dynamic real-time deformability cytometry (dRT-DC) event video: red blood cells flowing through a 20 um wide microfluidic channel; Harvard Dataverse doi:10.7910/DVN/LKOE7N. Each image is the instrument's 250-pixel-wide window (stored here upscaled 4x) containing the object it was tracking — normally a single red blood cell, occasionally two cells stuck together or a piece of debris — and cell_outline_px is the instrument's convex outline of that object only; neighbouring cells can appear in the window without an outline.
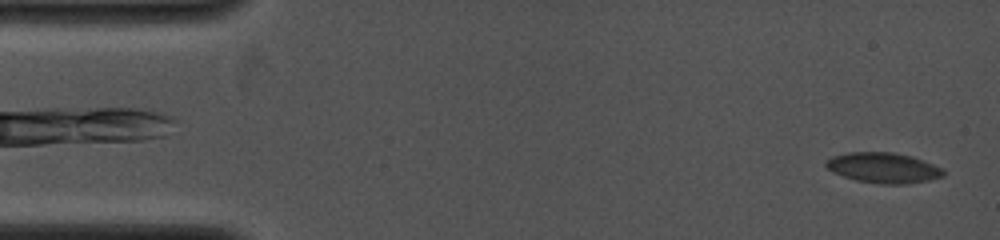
{"species": "common noctule bat (a hibernating species)", "species_latin": "Nyctalus noctula", "temperature_condition": "cold", "stored_images_in_passage": 44, "camera_frame_rate_fps": 4000, "um_per_image_px": 0.085, "animal": {"sex": "female", "body_mass_g": 19.0, "forearm_length_mm": 53.3}, "frame": {"image": 1, "passage_image": 2, "time_ms": 0.25, "image_size_px": [1000, 240], "cell_outline_px": [[944, 176], [928, 180], [908, 184], [880, 184], [856, 180], [832, 172], [824, 164], [832, 156], [848, 152], [892, 152], [912, 156], [944, 168]], "centroid_in_image_um": [75.11, 14.26], "position_along_channel_um": 9.9, "area_um2": 20.81}}
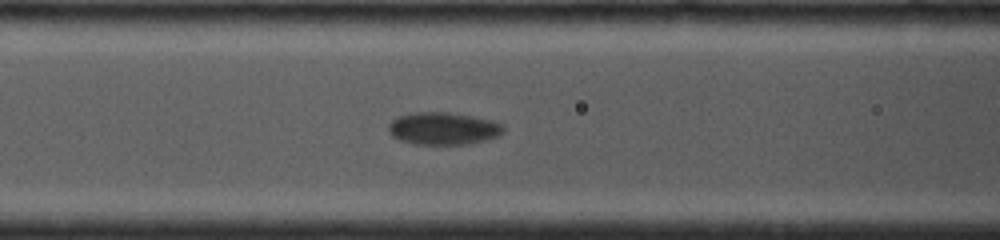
{"frame": {"image": 2, "passage_image": 21, "time_ms": 6.0, "image_size_px": [1000, 240], "cell_outline_px": [[504, 132], [500, 136], [468, 144], [416, 144], [400, 140], [392, 136], [388, 132], [388, 124], [396, 116], [412, 112], [448, 112], [472, 116], [492, 120], [500, 124], [504, 128]], "centroid_in_image_um": [37.65, 10.91], "position_along_channel_um": 129.0, "area_um2": 21.85}}
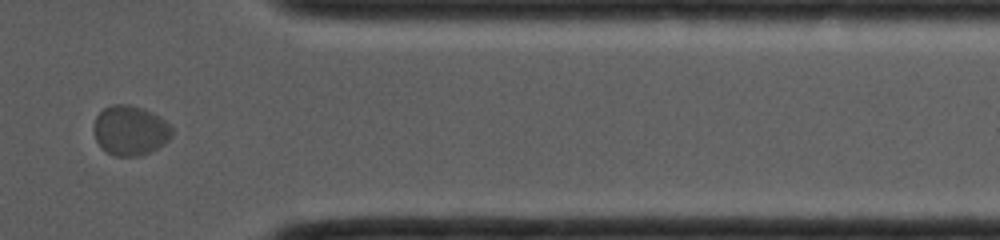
{"frame": {"image": 3, "passage_image": 37, "time_ms": 12.75, "image_size_px": [1000, 240], "cell_outline_px": [[172, 136], [164, 144], [140, 156], [116, 156], [100, 148], [92, 132], [92, 128], [96, 116], [104, 108], [112, 104], [128, 104], [144, 108], [160, 116], [172, 128]], "centroid_in_image_um": [11.04, 11.08], "position_along_channel_um": 400.4, "area_um2": 22.89}}